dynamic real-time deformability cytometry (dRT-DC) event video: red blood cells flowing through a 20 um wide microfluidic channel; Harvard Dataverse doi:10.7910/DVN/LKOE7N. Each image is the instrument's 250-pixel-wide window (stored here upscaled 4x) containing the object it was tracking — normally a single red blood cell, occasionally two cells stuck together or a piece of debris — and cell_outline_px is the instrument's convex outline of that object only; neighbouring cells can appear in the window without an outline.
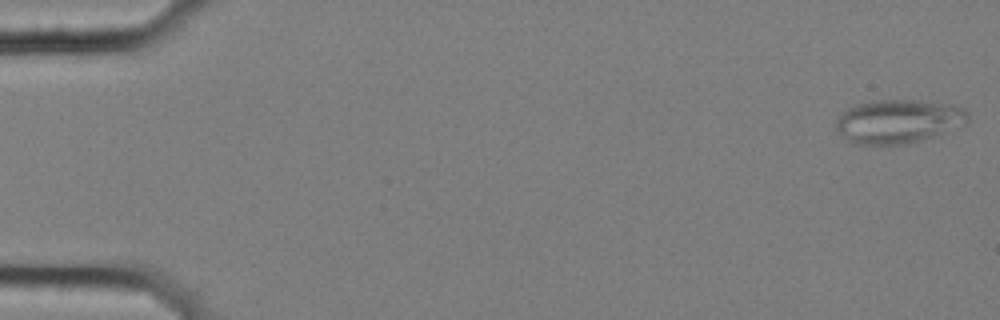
{"species": "common noctule bat (a hibernating species)", "species_latin": "Nyctalus noctula", "temperature_condition": "cold", "stored_images_in_passage": 6, "camera_frame_rate_fps": 3000, "um_per_image_px": 0.085, "animal": {"sex": "female", "body_mass_g": 25.1}, "frame": {"image": 1, "passage_image": 1, "time_ms": 0.0, "image_size_px": [1000, 320], "cell_outline_px": [[968, 124], [932, 136], [904, 144], [852, 144], [836, 128], [836, 120], [848, 108], [856, 104], [876, 100], [916, 100], [956, 104], [964, 108], [968, 112]], "centroid_in_image_um": [76.41, 10.29], "position_along_channel_um": 8.6, "area_um2": 33.52}}